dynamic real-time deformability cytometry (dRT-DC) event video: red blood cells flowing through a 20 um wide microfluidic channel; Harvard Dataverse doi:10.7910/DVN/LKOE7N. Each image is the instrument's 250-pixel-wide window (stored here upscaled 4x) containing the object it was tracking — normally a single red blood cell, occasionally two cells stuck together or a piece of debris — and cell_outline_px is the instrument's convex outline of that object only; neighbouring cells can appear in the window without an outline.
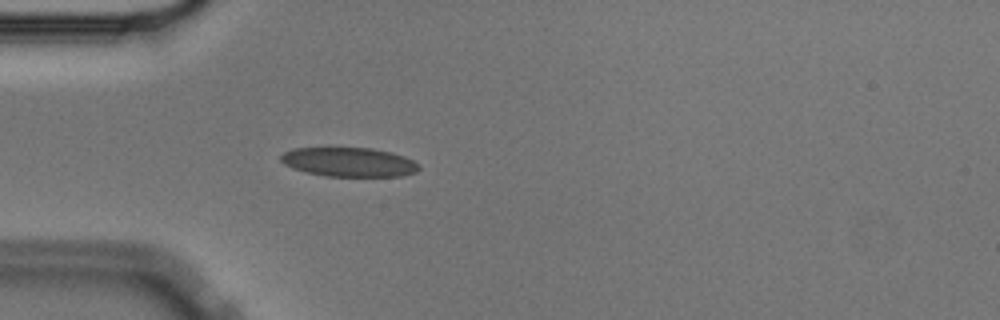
{"species": "Egyptian fruit bat (a non-hibernating species)", "species_latin": "Rousettus aegyptiacus", "temperature_condition": "cold", "stored_images_in_passage": 42, "camera_frame_rate_fps": 3000, "um_per_image_px": 0.085, "animal": {"sex": "male"}, "frame": {"image": 1, "passage_image": 2, "time_ms": 0.333, "image_size_px": [1000, 320], "cell_outline_px": [[420, 168], [416, 172], [400, 176], [324, 176], [292, 168], [284, 164], [280, 160], [280, 156], [284, 152], [292, 148], [324, 144], [372, 148], [392, 152], [404, 156], [420, 164]], "centroid_in_image_um": [29.59, 13.71], "position_along_channel_um": 55.4, "area_um2": 24.68}}
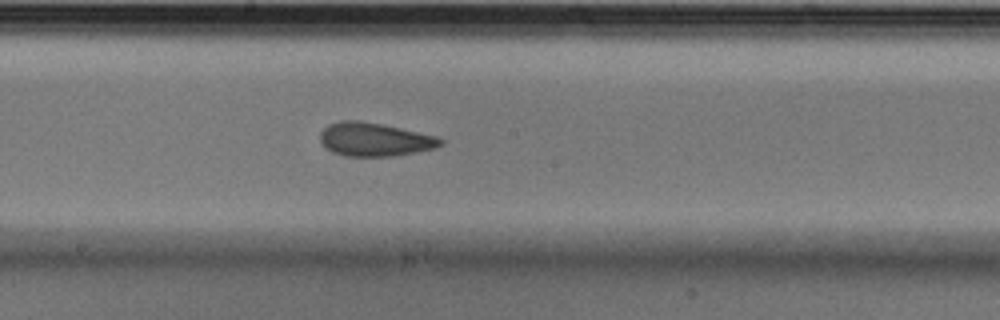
{"frame": {"image": 2, "passage_image": 16, "time_ms": 5.0, "image_size_px": [1000, 320], "cell_outline_px": [[444, 144], [436, 148], [416, 152], [392, 156], [344, 156], [332, 152], [320, 140], [320, 132], [328, 124], [340, 120], [360, 120], [384, 124], [440, 136], [444, 140]], "centroid_in_image_um": [31.89, 11.84], "position_along_channel_um": 216.3, "area_um2": 23.87}}
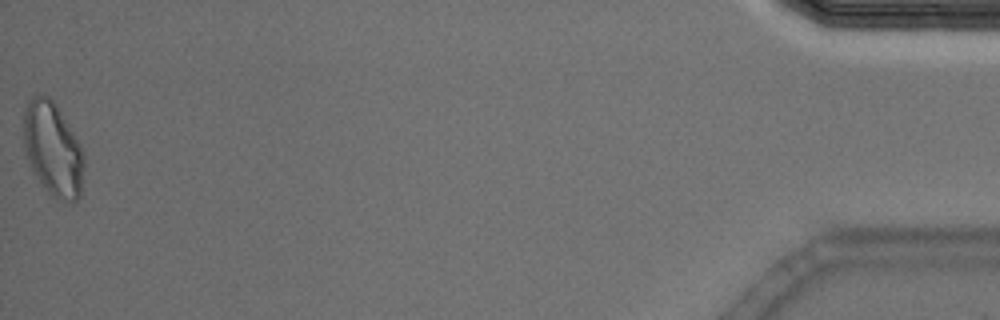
{"frame": {"image": 3, "passage_image": 42, "time_ms": 13.667, "image_size_px": [1000, 320], "cell_outline_px": [[84, 164], [80, 196], [76, 200], [68, 200], [52, 196], [48, 192], [32, 172], [24, 152], [24, 108], [32, 96], [48, 96], [56, 104], [80, 144], [84, 156]], "centroid_in_image_um": [4.48, 12.67], "position_along_channel_um": 430.7, "area_um2": 32.77}, "authors_computed_cell_mechanics": {"area_um2": 23.7269, "velocity_mm_per_s": 3.5563, "shape_relaxation_time_tau1_ms": 4.9452, "shape_relaxation_time_tau2_ms": 1.7937, "deformation_change_tau1": 0.125, "deformation_change_tau2": 0.072}}